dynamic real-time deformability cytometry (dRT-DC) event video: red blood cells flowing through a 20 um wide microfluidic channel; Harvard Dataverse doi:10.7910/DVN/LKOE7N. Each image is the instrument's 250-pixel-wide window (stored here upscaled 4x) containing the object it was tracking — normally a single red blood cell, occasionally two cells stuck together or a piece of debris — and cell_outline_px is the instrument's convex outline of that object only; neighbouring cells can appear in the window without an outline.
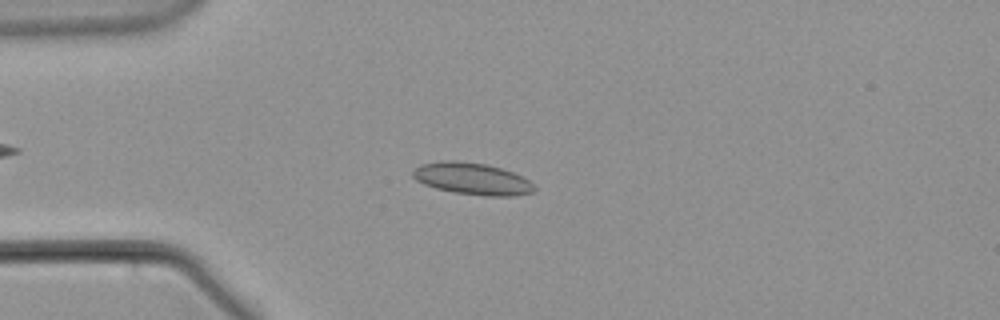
{"species": "common noctule bat (a hibernating species)", "species_latin": "Nyctalus noctula", "temperature_condition": "warm", "stored_images_in_passage": 57, "camera_frame_rate_fps": 3000, "um_per_image_px": 0.085, "animal": {"sex": "male", "body_mass_g": 21.5, "forearm_length_mm": 52.0}, "frame": {"image": 1, "passage_image": 15, "time_ms": 4.667, "image_size_px": [1000, 320], "cell_outline_px": [[536, 192], [516, 196], [484, 196], [452, 192], [436, 188], [424, 184], [416, 180], [412, 176], [412, 172], [420, 164], [440, 160], [456, 160], [484, 164], [500, 168], [512, 172], [528, 180], [536, 188]], "centroid_in_image_um": [40.13, 15.2], "position_along_channel_um": 44.9, "area_um2": 22.66}}
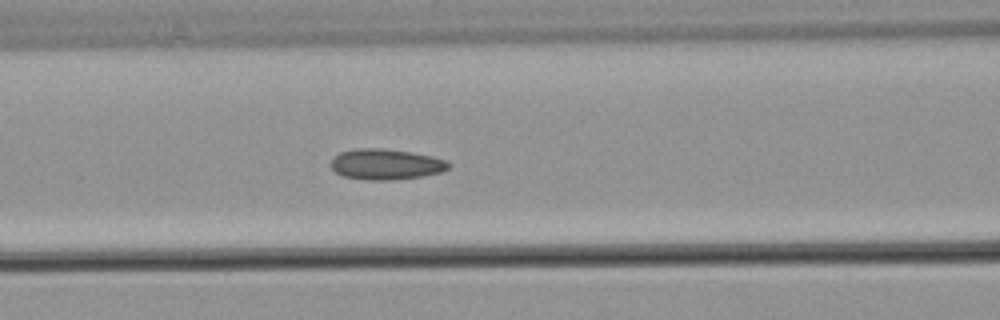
{"frame": {"image": 2, "passage_image": 24, "time_ms": 7.667, "image_size_px": [1000, 320], "cell_outline_px": [[452, 164], [448, 168], [440, 172], [420, 176], [392, 180], [368, 180], [344, 176], [336, 172], [332, 168], [332, 160], [340, 152], [356, 148], [384, 148], [412, 152], [432, 156], [448, 160]], "centroid_in_image_um": [32.83, 13.95], "position_along_channel_um": 133.8, "area_um2": 20.98}}
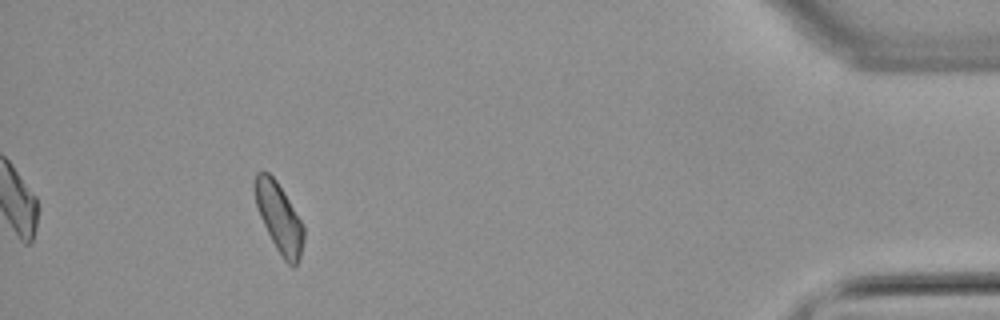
{"frame": {"image": 3, "passage_image": 52, "time_ms": 17.0, "image_size_px": [1000, 320], "cell_outline_px": [[304, 240], [300, 256], [296, 264], [292, 268], [284, 260], [276, 248], [260, 216], [256, 204], [252, 188], [252, 184], [256, 172], [268, 172], [276, 180], [284, 192], [300, 220], [304, 228]], "centroid_in_image_um": [23.7, 18.47], "position_along_channel_um": 411.5, "area_um2": 19.59}}